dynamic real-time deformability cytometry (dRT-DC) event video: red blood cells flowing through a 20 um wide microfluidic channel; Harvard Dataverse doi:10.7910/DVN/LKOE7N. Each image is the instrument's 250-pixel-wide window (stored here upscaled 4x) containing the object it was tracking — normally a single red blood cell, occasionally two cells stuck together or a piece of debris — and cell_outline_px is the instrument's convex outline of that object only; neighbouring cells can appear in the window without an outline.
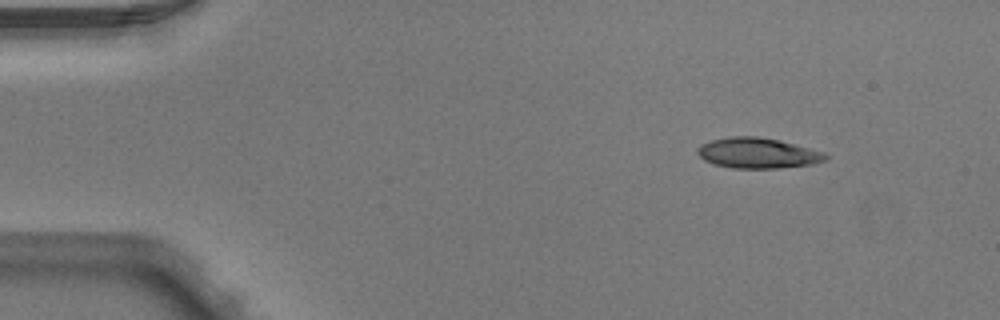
{"species": "Egyptian fruit bat (a non-hibernating species)", "species_latin": "Rousettus aegyptiacus", "temperature_condition": "warm", "stored_images_in_passage": 3, "camera_frame_rate_fps": 3000, "um_per_image_px": 0.085, "animal": {"sex": "male"}, "frame": {"image": 1, "passage_image": 1, "time_ms": 0.0, "image_size_px": [1000, 320], "cell_outline_px": [[828, 160], [812, 164], [776, 168], [732, 168], [712, 164], [704, 160], [696, 152], [700, 144], [712, 140], [728, 136], [756, 136], [780, 140], [824, 152], [828, 156]], "centroid_in_image_um": [64.39, 13.01], "position_along_channel_um": 20.6, "area_um2": 22.83}}